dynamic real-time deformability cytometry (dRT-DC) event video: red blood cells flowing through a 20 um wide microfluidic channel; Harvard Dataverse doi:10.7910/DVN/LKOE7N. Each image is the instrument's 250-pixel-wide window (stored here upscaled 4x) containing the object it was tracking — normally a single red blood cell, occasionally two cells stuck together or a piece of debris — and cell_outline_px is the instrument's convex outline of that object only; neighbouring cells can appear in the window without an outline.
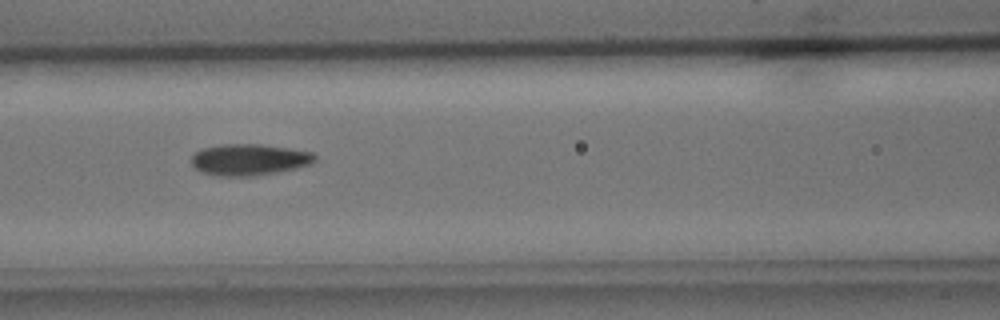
{"species": "common noctule bat (a hibernating species)", "species_latin": "Nyctalus noctula", "temperature_condition": "cold", "stored_images_in_passage": 8, "camera_frame_rate_fps": 3000, "um_per_image_px": 0.085, "animal": {"sex": "male", "body_mass_g": 15.6}, "frame": {"image": 1, "passage_image": 4, "time_ms": 3.333, "image_size_px": [1000, 320], "cell_outline_px": [[316, 160], [312, 164], [296, 168], [276, 172], [252, 176], [216, 176], [204, 172], [196, 168], [192, 164], [192, 156], [196, 152], [204, 148], [220, 144], [260, 144], [288, 148], [312, 152], [316, 156]], "centroid_in_image_um": [21.2, 13.57], "position_along_channel_um": 145.4, "area_um2": 22.48}}
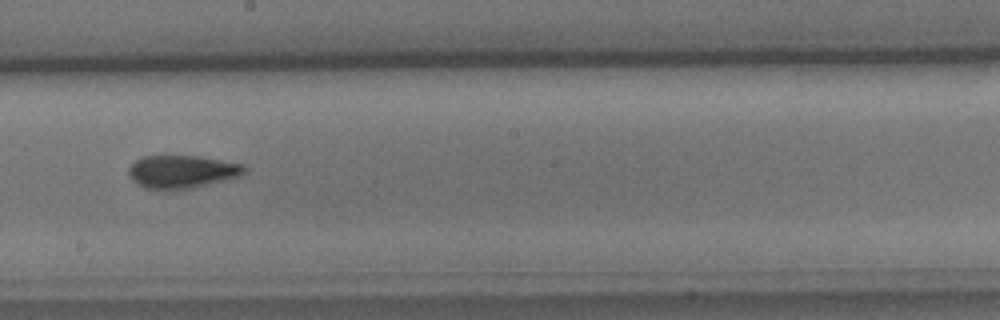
{"frame": {"image": 2, "passage_image": 6, "time_ms": 5.667, "image_size_px": [1000, 320], "cell_outline_px": [[248, 168], [240, 176], [192, 188], [148, 188], [132, 180], [128, 176], [128, 168], [136, 160], [144, 156], [200, 156], [244, 164]], "centroid_in_image_um": [15.5, 14.56], "position_along_channel_um": 232.7, "area_um2": 21.85}}
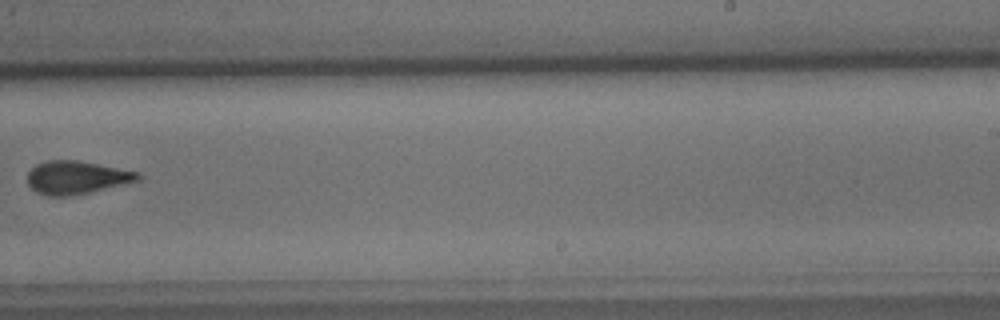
{"frame": {"image": 3, "passage_image": 7, "time_ms": 7.0, "image_size_px": [1000, 320], "cell_outline_px": [[144, 176], [140, 180], [88, 192], [68, 196], [48, 196], [36, 192], [28, 184], [28, 172], [36, 164], [48, 160], [76, 160], [140, 172]], "centroid_in_image_um": [6.51, 15.08], "position_along_channel_um": 282.5, "area_um2": 21.15}}